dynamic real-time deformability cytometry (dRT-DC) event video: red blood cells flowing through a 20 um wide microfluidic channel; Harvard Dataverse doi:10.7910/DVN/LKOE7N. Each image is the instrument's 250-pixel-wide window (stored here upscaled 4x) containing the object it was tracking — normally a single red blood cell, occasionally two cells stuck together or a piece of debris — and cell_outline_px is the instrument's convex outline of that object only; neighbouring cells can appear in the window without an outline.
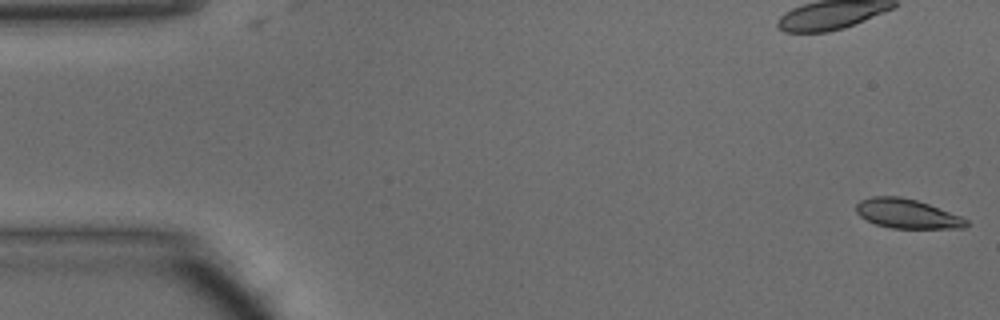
{"species": "common noctule bat (a hibernating species)", "species_latin": "Nyctalus noctula", "temperature_condition": "warm", "stored_images_in_passage": 7, "camera_frame_rate_fps": 3000, "um_per_image_px": 0.085, "animal": {"sex": "male", "body_mass_g": 15.6}, "frame": {"image": 1, "passage_image": 1, "time_ms": 0.0, "image_size_px": [1000, 320], "cell_outline_px": [[968, 224], [964, 228], [892, 228], [876, 224], [860, 216], [856, 212], [856, 204], [860, 200], [872, 196], [900, 196], [916, 200], [928, 204], [960, 216], [968, 220]], "centroid_in_image_um": [77.08, 18.16], "position_along_channel_um": 7.9, "area_um2": 18.67}}